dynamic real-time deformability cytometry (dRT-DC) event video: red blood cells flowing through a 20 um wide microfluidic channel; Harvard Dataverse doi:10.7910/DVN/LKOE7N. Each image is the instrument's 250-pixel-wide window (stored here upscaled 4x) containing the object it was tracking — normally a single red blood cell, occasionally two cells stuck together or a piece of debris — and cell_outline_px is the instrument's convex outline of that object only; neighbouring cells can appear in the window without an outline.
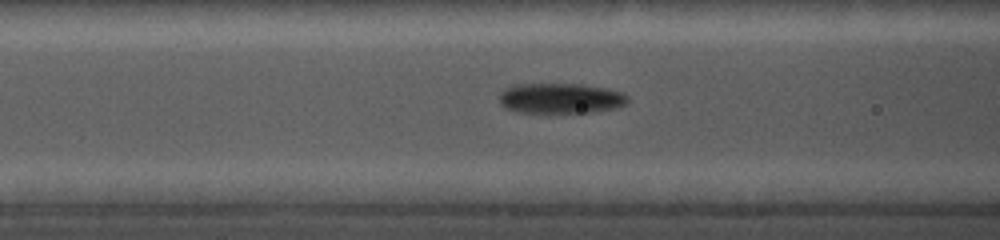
{"species": "common noctule bat (a hibernating species)", "species_latin": "Nyctalus noctula", "temperature_condition": "cold", "stored_images_in_passage": 18, "camera_frame_rate_fps": 5000, "um_per_image_px": 0.085, "animal": {"sex": "female", "body_mass_g": 19.0, "forearm_length_mm": 56.7}, "frame": {"image": 1, "passage_image": 16, "time_ms": 6.8, "image_size_px": [1000, 240], "cell_outline_px": [[628, 100], [624, 104], [616, 108], [592, 112], [548, 116], [544, 116], [516, 112], [504, 108], [500, 104], [500, 92], [516, 84], [584, 84], [604, 88], [620, 92], [628, 96]], "centroid_in_image_um": [47.59, 8.42], "position_along_channel_um": 119.0, "area_um2": 23.7}}
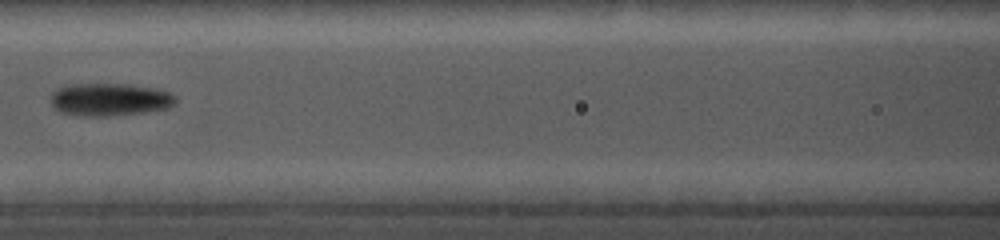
{"frame": {"image": 2, "passage_image": 18, "time_ms": 7.8, "image_size_px": [1000, 240], "cell_outline_px": [[176, 100], [168, 108], [144, 112], [108, 116], [76, 116], [60, 112], [52, 104], [52, 92], [56, 88], [64, 84], [128, 84], [152, 88], [168, 92], [176, 96]], "centroid_in_image_um": [9.27, 8.46], "position_along_channel_um": 157.3, "area_um2": 23.81}}